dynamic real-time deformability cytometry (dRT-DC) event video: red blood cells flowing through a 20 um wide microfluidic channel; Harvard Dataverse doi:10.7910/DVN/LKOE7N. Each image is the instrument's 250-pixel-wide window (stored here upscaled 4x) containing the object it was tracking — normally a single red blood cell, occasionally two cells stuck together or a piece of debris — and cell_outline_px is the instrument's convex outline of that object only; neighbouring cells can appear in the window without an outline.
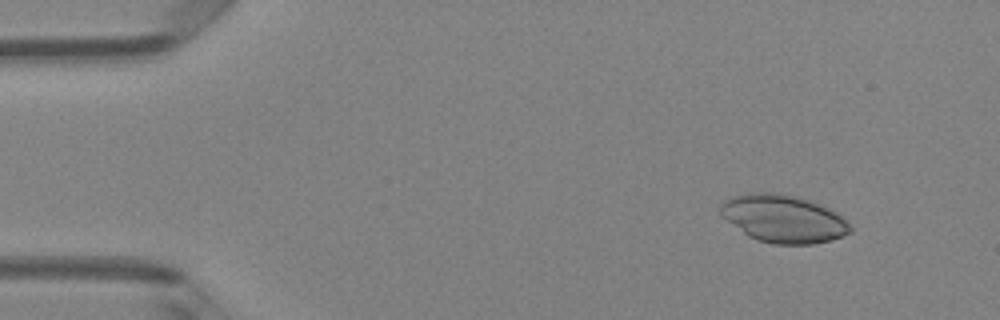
{"species": "Egyptian fruit bat (a non-hibernating species)", "species_latin": "Rousettus aegyptiacus", "temperature_condition": "room temperature", "stored_images_in_passage": 4, "camera_frame_rate_fps": 3000, "um_per_image_px": 0.085, "animal": {"sex": "female"}, "frame": {"image": 1, "passage_image": 1, "time_ms": 0.0, "image_size_px": [1000, 320], "cell_outline_px": [[852, 232], [832, 240], [812, 244], [772, 244], [756, 240], [748, 236], [720, 216], [720, 204], [724, 200], [732, 196], [748, 192], [780, 192], [808, 200], [820, 204], [836, 212], [852, 228]], "centroid_in_image_um": [66.54, 18.58], "position_along_channel_um": 18.5, "area_um2": 36.3}}